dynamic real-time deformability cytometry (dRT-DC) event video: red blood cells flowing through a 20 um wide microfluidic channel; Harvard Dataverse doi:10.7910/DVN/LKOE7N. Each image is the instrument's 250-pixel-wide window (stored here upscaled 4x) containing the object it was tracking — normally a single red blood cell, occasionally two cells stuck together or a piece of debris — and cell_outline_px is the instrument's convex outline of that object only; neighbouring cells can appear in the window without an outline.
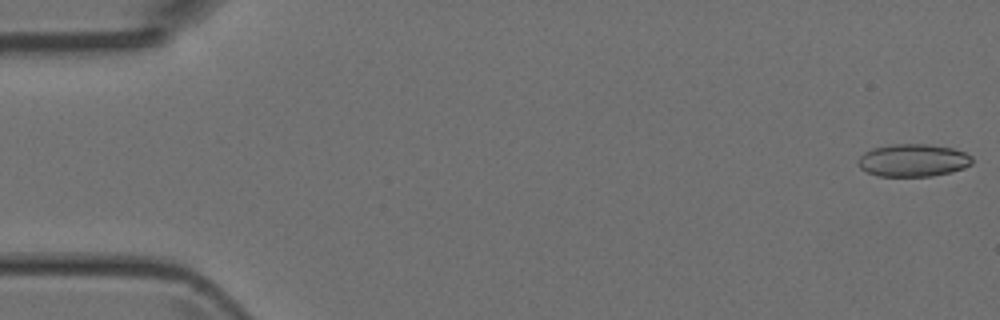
{"species": "Egyptian fruit bat (a non-hibernating species)", "species_latin": "Rousettus aegyptiacus", "temperature_condition": "room temperature", "stored_images_in_passage": 3, "camera_frame_rate_fps": 3000, "um_per_image_px": 0.085, "animal": {"sex": "female"}, "frame": {"image": 1, "passage_image": 1, "time_ms": 0.0, "image_size_px": [1000, 320], "cell_outline_px": [[972, 164], [964, 168], [952, 172], [932, 176], [880, 176], [868, 172], [860, 168], [856, 164], [860, 156], [864, 152], [872, 148], [892, 144], [928, 144], [952, 148], [964, 152], [972, 156]], "centroid_in_image_um": [77.61, 13.62], "position_along_channel_um": 7.4, "area_um2": 21.79}}